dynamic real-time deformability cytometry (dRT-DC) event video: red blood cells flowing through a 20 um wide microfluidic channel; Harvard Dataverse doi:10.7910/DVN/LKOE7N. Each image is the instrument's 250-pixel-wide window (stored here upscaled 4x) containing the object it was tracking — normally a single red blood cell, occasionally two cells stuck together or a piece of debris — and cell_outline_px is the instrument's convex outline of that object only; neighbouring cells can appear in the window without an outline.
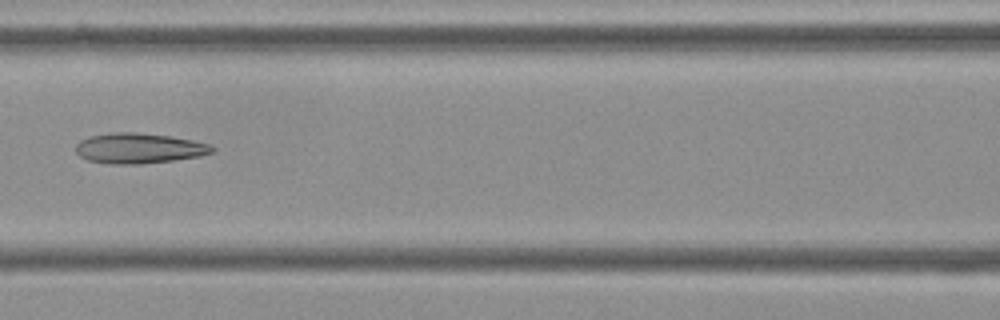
{"species": "Egyptian fruit bat (a non-hibernating species)", "species_latin": "Rousettus aegyptiacus", "temperature_condition": "cold", "stored_images_in_passage": 7, "camera_frame_rate_fps": 3000, "um_per_image_px": 0.085, "frame": {"image": 1, "passage_image": 7, "time_ms": 2.0, "image_size_px": [1000, 320], "cell_outline_px": [[216, 148], [212, 152], [200, 156], [172, 160], [140, 164], [112, 164], [88, 160], [80, 156], [76, 152], [76, 144], [80, 140], [88, 136], [108, 132], [136, 132], [172, 136], [192, 140], [208, 144]], "centroid_in_image_um": [11.78, 12.59], "position_along_channel_um": 154.8, "area_um2": 24.16}}